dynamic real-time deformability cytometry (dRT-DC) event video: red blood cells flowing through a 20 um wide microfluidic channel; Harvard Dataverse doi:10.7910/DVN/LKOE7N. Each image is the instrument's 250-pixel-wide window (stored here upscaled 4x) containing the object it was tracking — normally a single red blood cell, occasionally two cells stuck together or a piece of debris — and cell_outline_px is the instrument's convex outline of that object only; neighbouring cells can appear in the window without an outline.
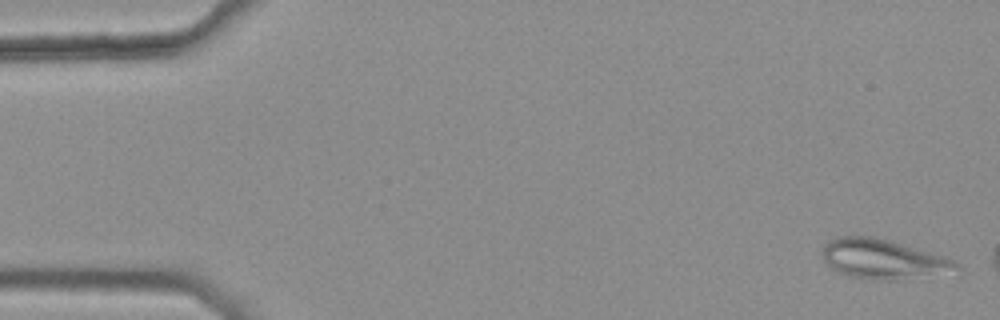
{"species": "common noctule bat (a hibernating species)", "species_latin": "Nyctalus noctula", "temperature_condition": "warm", "stored_images_in_passage": 3, "camera_frame_rate_fps": 3000, "um_per_image_px": 0.085, "animal": {"sex": "female", "body_mass_g": 25.1}, "frame": {"image": 1, "passage_image": 1, "time_ms": 0.0, "image_size_px": [1000, 320], "cell_outline_px": [[960, 268], [892, 280], [880, 280], [852, 276], [840, 272], [832, 268], [824, 260], [820, 252], [824, 244], [828, 240], [836, 236], [872, 236], [888, 240], [940, 256], [952, 260]], "centroid_in_image_um": [74.86, 21.98], "position_along_channel_um": 10.1, "area_um2": 29.54}}